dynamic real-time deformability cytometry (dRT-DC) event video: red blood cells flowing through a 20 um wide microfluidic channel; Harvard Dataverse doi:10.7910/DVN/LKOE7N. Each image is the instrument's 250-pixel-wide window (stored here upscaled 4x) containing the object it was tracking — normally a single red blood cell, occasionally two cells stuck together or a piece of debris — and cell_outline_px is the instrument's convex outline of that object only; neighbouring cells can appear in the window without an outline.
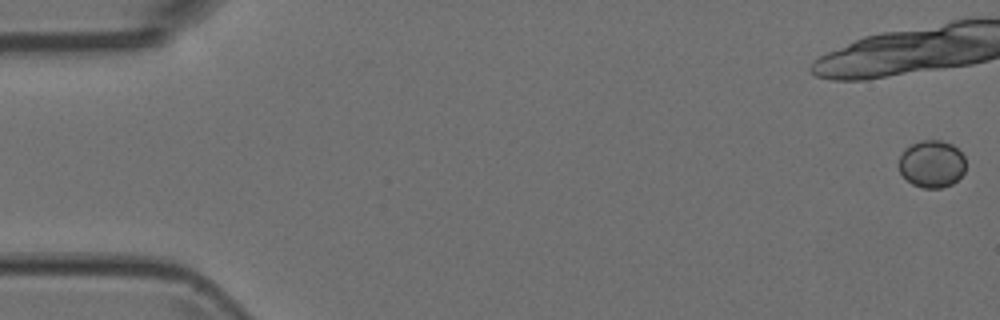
{"species": "Egyptian fruit bat (a non-hibernating species)", "species_latin": "Rousettus aegyptiacus", "temperature_condition": "room temperature", "stored_images_in_passage": 14, "camera_frame_rate_fps": 3000, "um_per_image_px": 0.085, "animal": {"sex": "female"}, "frame": {"image": 1, "passage_image": 1, "time_ms": 0.0, "image_size_px": [1000, 320], "cell_outline_px": [[964, 172], [952, 184], [940, 188], [924, 188], [912, 184], [900, 172], [900, 156], [904, 148], [920, 140], [940, 140], [952, 144], [964, 156]], "centroid_in_image_um": [79.19, 13.92], "position_along_channel_um": 5.8, "area_um2": 18.26}}